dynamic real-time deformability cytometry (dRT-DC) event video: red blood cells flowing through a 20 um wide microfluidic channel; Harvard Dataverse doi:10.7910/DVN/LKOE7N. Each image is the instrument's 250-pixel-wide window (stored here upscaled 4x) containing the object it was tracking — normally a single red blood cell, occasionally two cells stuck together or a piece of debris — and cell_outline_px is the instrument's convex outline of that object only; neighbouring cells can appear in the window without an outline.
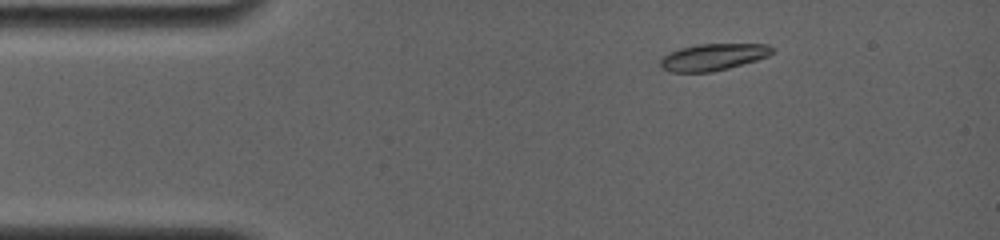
{"species": "common noctule bat (a hibernating species)", "species_latin": "Nyctalus noctula", "temperature_condition": "room temperature", "stored_images_in_passage": 4, "camera_frame_rate_fps": 4000, "um_per_image_px": 0.085, "animal": {"sex": "female", "body_mass_g": 19.0, "forearm_length_mm": 56.7}, "frame": {"image": 1, "passage_image": 2, "time_ms": 1.25, "image_size_px": [1000, 240], "cell_outline_px": [[776, 52], [768, 56], [756, 60], [728, 68], [712, 72], [672, 72], [664, 68], [660, 64], [660, 60], [664, 56], [680, 48], [700, 44], [768, 44], [776, 48]], "centroid_in_image_um": [60.69, 4.84], "position_along_channel_um": 24.3, "area_um2": 17.34}}
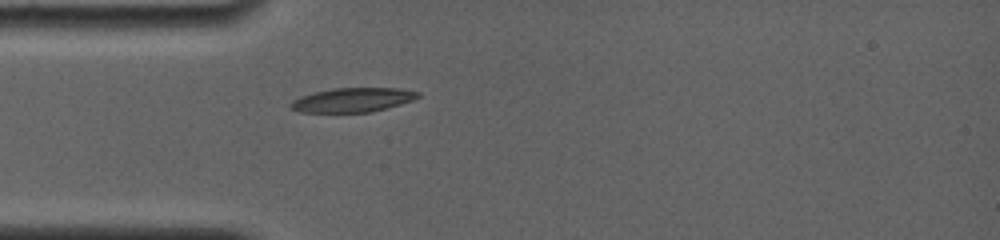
{"frame": {"image": 2, "passage_image": 4, "time_ms": 3.5, "image_size_px": [1000, 240], "cell_outline_px": [[420, 96], [412, 100], [400, 104], [368, 112], [300, 112], [292, 108], [288, 104], [292, 100], [300, 96], [332, 88], [400, 88], [420, 92]], "centroid_in_image_um": [29.96, 8.48], "position_along_channel_um": 55.0, "area_um2": 17.8}}